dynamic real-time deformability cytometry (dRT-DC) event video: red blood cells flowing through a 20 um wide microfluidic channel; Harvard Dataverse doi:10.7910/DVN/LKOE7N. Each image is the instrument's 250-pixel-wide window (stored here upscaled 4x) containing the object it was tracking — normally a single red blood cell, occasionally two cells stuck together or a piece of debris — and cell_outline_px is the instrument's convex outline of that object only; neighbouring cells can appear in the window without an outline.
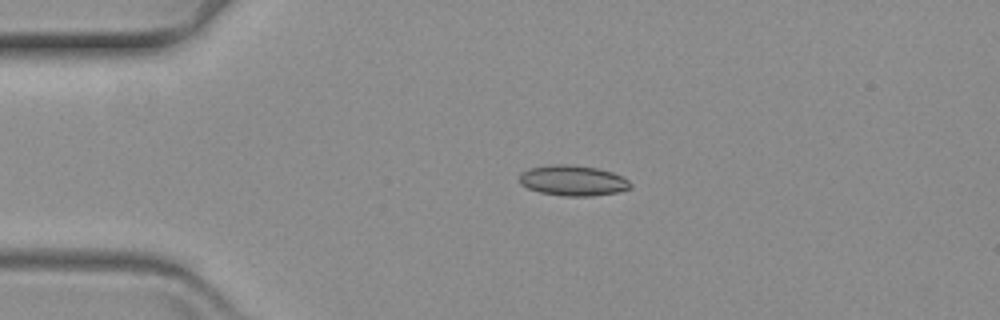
{"species": "common noctule bat (a hibernating species)", "species_latin": "Nyctalus noctula", "temperature_condition": "warm", "stored_images_in_passage": 48, "camera_frame_rate_fps": 3000, "um_per_image_px": 0.085, "animal": {"sex": "female", "body_mass_g": 19.3, "forearm_length_mm": 54.1}, "frame": {"image": 1, "passage_image": 1, "time_ms": 0.0, "image_size_px": [1000, 320], "cell_outline_px": [[632, 188], [620, 192], [592, 196], [564, 196], [540, 192], [528, 188], [520, 184], [520, 172], [528, 168], [548, 164], [572, 164], [596, 168], [612, 172], [624, 176], [632, 184]], "centroid_in_image_um": [48.72, 15.34], "position_along_channel_um": 36.3, "area_um2": 20.06}}
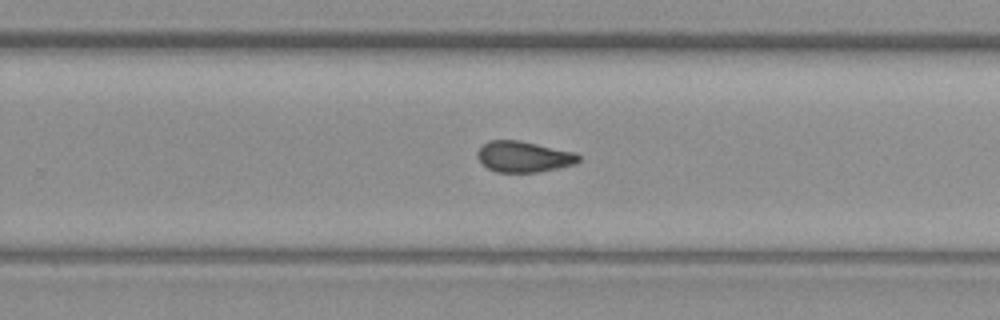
{"frame": {"image": 2, "passage_image": 26, "time_ms": 8.333, "image_size_px": [1000, 320], "cell_outline_px": [[580, 160], [576, 164], [536, 172], [496, 172], [488, 168], [476, 156], [476, 152], [488, 140], [520, 140], [576, 152], [580, 156]], "centroid_in_image_um": [44.53, 13.31], "position_along_channel_um": 285.3, "area_um2": 18.26}}
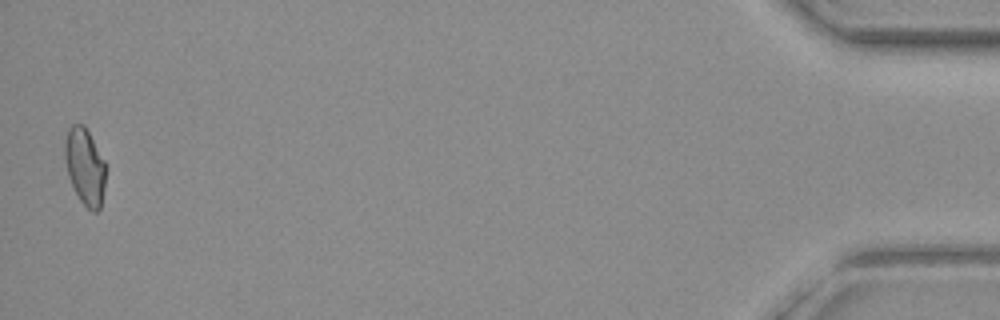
{"frame": {"image": 3, "passage_image": 47, "time_ms": 15.333, "image_size_px": [1000, 320], "cell_outline_px": [[104, 188], [100, 208], [96, 212], [92, 212], [80, 200], [68, 176], [64, 156], [64, 140], [68, 128], [72, 124], [84, 124], [104, 160]], "centroid_in_image_um": [7.19, 14.13], "position_along_channel_um": 428.0, "area_um2": 18.09}}